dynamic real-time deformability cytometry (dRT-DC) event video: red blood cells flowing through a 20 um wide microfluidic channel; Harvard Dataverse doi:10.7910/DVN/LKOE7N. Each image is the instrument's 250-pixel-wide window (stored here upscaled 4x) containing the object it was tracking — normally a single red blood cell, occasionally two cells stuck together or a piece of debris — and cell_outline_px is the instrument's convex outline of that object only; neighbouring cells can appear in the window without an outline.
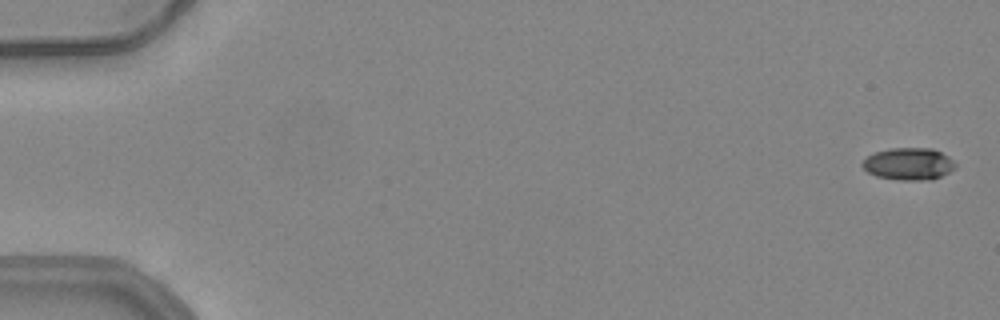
{"species": "common noctule bat (a hibernating species)", "species_latin": "Nyctalus noctula", "temperature_condition": "warm", "stored_images_in_passage": 54, "camera_frame_rate_fps": 3000, "um_per_image_px": 0.085, "animal": {"sex": "female", "body_mass_g": 24.6, "forearm_length_mm": 56.2}, "frame": {"image": 1, "passage_image": 2, "time_ms": 0.333, "image_size_px": [1000, 320], "cell_outline_px": [[956, 168], [932, 180], [900, 180], [876, 176], [868, 172], [860, 164], [872, 152], [892, 148], [932, 148], [948, 156], [956, 164]], "centroid_in_image_um": [77.23, 13.93], "position_along_channel_um": 7.8, "area_um2": 17.46}}
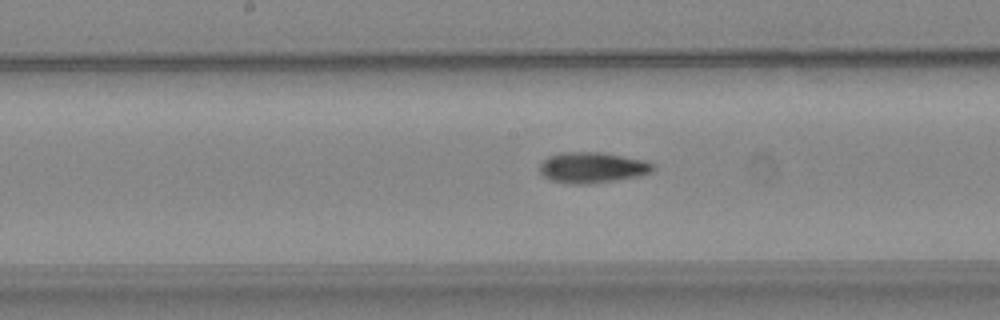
{"frame": {"image": 2, "passage_image": 29, "time_ms": 9.333, "image_size_px": [1000, 320], "cell_outline_px": [[656, 168], [652, 172], [640, 176], [616, 180], [588, 184], [572, 184], [552, 180], [544, 176], [540, 172], [540, 164], [548, 156], [560, 152], [600, 152], [644, 160], [652, 164]], "centroid_in_image_um": [50.35, 14.24], "position_along_channel_um": 197.8, "area_um2": 20.29}}
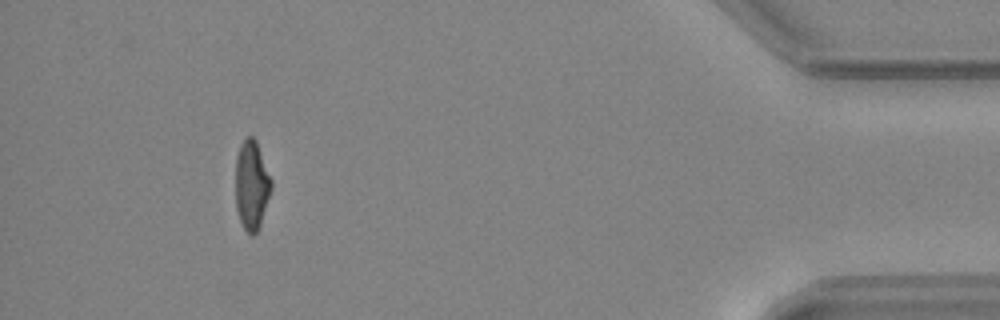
{"frame": {"image": 3, "passage_image": 50, "time_ms": 16.333, "image_size_px": [1000, 320], "cell_outline_px": [[272, 188], [260, 228], [252, 236], [244, 228], [240, 220], [236, 208], [236, 156], [240, 144], [244, 136], [252, 136], [256, 140], [272, 180]], "centroid_in_image_um": [21.4, 15.72], "position_along_channel_um": 413.8, "area_um2": 18.79}, "authors_computed_cell_mechanics": {"area_um2": 18.8139, "velocity_mm_per_s": 3.9599, "shape_relaxation_time_tau1_ms": 9.4969, "shape_relaxation_time_tau2_ms": 3.9227, "deformation_change_tau1": 0.2716, "deformation_change_tau2": 0.1199}}